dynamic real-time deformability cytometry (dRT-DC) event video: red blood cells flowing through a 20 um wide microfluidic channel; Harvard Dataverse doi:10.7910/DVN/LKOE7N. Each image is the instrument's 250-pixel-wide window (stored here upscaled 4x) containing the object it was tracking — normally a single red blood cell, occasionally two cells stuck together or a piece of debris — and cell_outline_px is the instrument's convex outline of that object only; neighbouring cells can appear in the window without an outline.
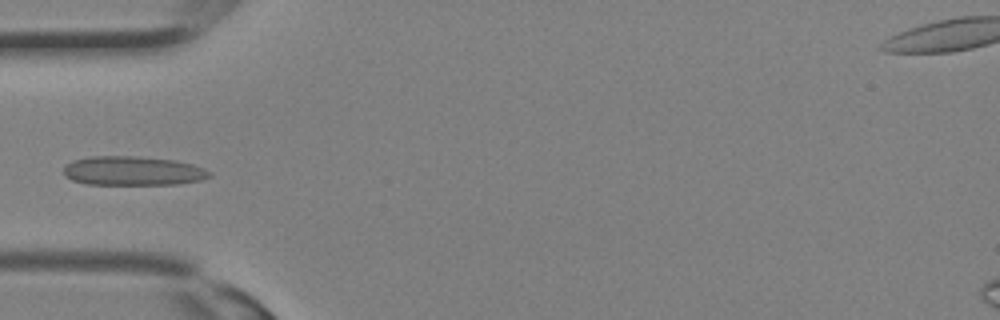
{"species": "Egyptian fruit bat (a non-hibernating species)", "species_latin": "Rousettus aegyptiacus", "temperature_condition": "room temperature", "stored_images_in_passage": 12, "camera_frame_rate_fps": 3000, "um_per_image_px": 0.085, "animal": {"sex": "female"}, "frame": {"image": 1, "passage_image": 1, "time_ms": 0.0, "image_size_px": [1000, 320], "cell_outline_px": [[212, 176], [200, 180], [176, 184], [88, 184], [72, 180], [64, 176], [64, 168], [72, 160], [88, 156], [136, 156], [176, 160], [192, 164], [204, 168], [212, 172]], "centroid_in_image_um": [11.3, 14.51], "position_along_channel_um": 73.7, "area_um2": 24.85}}
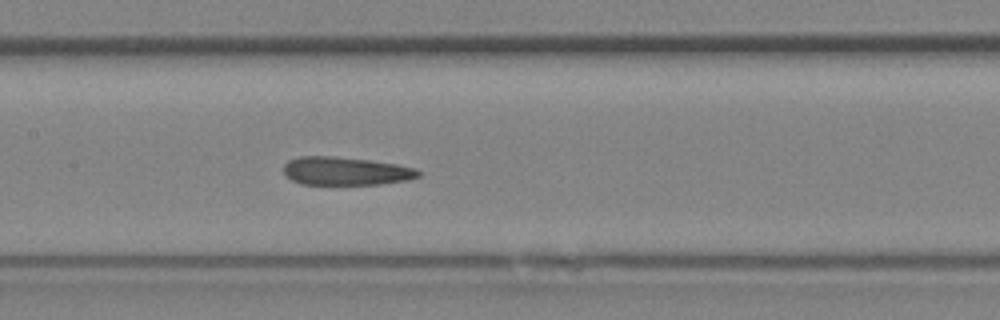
{"frame": {"image": 2, "passage_image": 6, "time_ms": 1.667, "image_size_px": [1000, 320], "cell_outline_px": [[420, 176], [408, 180], [380, 184], [300, 184], [292, 180], [284, 172], [284, 164], [288, 160], [300, 156], [332, 156], [368, 160], [396, 164], [416, 168], [420, 172]], "centroid_in_image_um": [29.38, 14.54], "position_along_channel_um": 178.0, "area_um2": 22.08}}
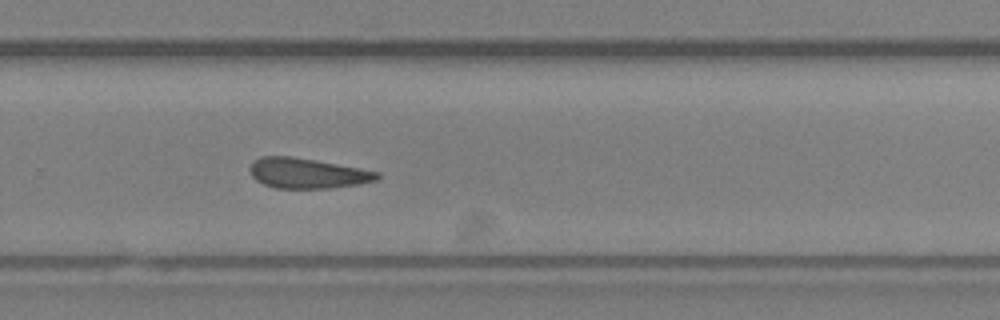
{"frame": {"image": 3, "passage_image": 12, "time_ms": 3.667, "image_size_px": [1000, 320], "cell_outline_px": [[380, 176], [376, 180], [356, 184], [332, 188], [276, 188], [264, 184], [256, 180], [252, 176], [248, 168], [252, 160], [260, 156], [292, 156], [316, 160], [360, 168], [380, 172]], "centroid_in_image_um": [26.07, 14.71], "position_along_channel_um": 303.7, "area_um2": 22.48}}